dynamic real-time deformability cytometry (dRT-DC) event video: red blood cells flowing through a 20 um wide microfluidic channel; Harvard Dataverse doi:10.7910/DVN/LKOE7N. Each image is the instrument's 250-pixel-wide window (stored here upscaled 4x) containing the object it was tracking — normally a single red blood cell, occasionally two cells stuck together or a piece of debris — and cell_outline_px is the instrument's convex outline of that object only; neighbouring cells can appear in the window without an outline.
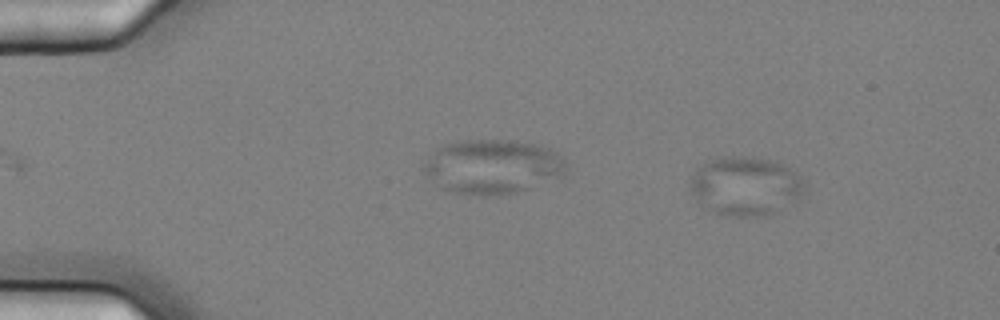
{"species": "common noctule bat (a hibernating species)", "species_latin": "Nyctalus noctula", "temperature_condition": "cold", "stored_images_in_passage": 6, "camera_frame_rate_fps": 3000, "um_per_image_px": 0.085, "animal": {"sex": "female", "body_mass_g": 25.1}, "frame": {"image": 1, "passage_image": 2, "time_ms": 0.333, "image_size_px": [1000, 320], "cell_outline_px": [[808, 192], [796, 200], [768, 216], [736, 216], [716, 212], [696, 200], [692, 192], [692, 176], [696, 168], [712, 160], [724, 156], [752, 156], [768, 160], [780, 164], [788, 168], [800, 176], [808, 184]], "centroid_in_image_um": [63.44, 15.81], "position_along_channel_um": 21.6, "area_um2": 38.96}}
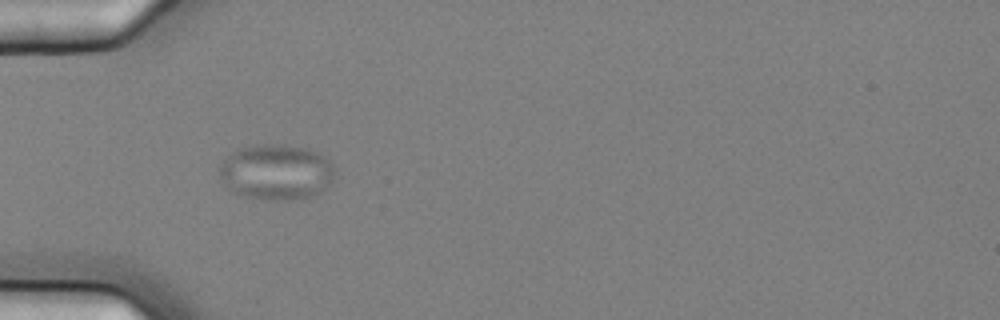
{"frame": {"image": 2, "passage_image": 5, "time_ms": 1.333, "image_size_px": [1000, 320], "cell_outline_px": [[336, 172], [332, 184], [320, 192], [312, 196], [300, 200], [284, 200], [248, 196], [232, 192], [220, 180], [220, 164], [232, 152], [240, 148], [260, 144], [284, 144], [308, 148], [324, 156], [328, 160]], "centroid_in_image_um": [23.52, 14.62], "position_along_channel_um": 61.5, "area_um2": 37.51}}
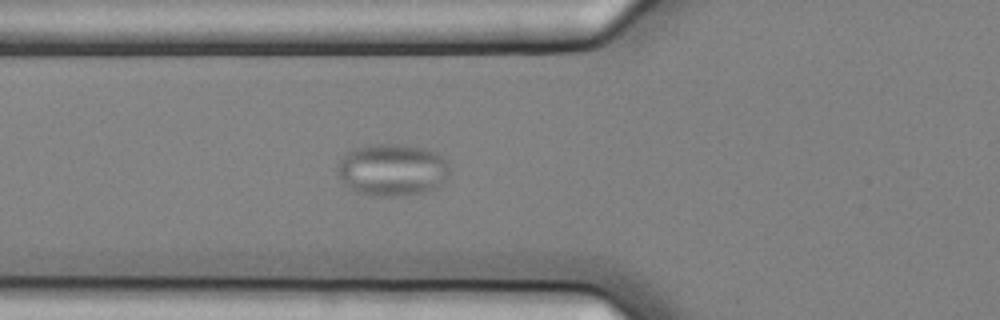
{"frame": {"image": 3, "passage_image": 6, "time_ms": 1.667, "image_size_px": [1000, 320], "cell_outline_px": [[448, 176], [436, 188], [420, 192], [392, 196], [380, 196], [360, 192], [344, 184], [336, 176], [336, 168], [340, 160], [352, 148], [380, 144], [404, 144], [424, 148], [436, 152], [448, 164]], "centroid_in_image_um": [33.31, 14.42], "position_along_channel_um": 92.5, "area_um2": 33.76}}